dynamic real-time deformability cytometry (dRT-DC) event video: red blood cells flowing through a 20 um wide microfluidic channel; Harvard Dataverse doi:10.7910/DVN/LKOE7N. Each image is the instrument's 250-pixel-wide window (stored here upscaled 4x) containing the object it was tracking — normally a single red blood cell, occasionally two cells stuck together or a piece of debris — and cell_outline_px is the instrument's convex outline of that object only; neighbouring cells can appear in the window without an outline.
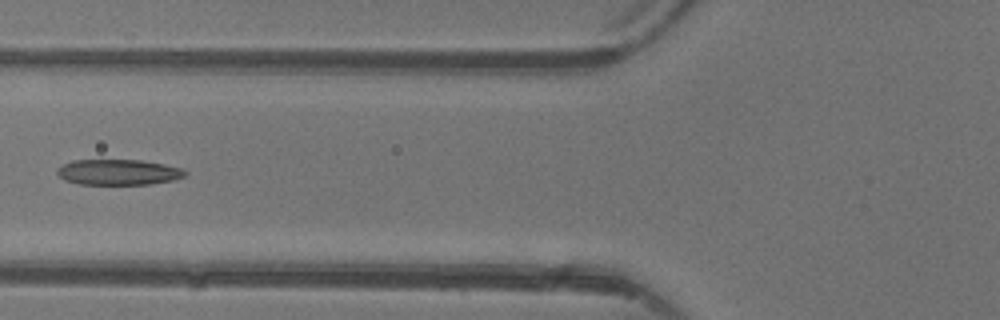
{"species": "common noctule bat (a hibernating species)", "species_latin": "Nyctalus noctula", "temperature_condition": "warm", "stored_images_in_passage": 5, "camera_frame_rate_fps": 3000, "um_per_image_px": 0.085, "animal": {"sex": "female"}, "frame": {"image": 1, "passage_image": 5, "time_ms": 5.667, "image_size_px": [1000, 320], "cell_outline_px": [[188, 172], [184, 176], [172, 180], [148, 184], [80, 184], [64, 180], [56, 172], [64, 164], [72, 160], [140, 160], [164, 164], [180, 168]], "centroid_in_image_um": [10.06, 14.63], "position_along_channel_um": 115.7, "area_um2": 18.84}}